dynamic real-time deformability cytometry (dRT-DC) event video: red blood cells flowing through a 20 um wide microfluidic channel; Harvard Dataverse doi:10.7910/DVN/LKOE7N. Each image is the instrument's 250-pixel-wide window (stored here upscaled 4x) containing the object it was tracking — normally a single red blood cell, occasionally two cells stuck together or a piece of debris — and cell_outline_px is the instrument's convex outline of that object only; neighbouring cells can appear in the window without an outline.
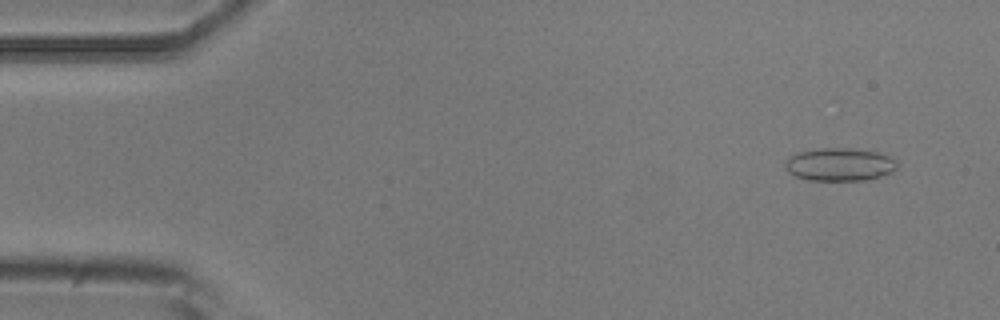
{"species": "common noctule bat (a hibernating species)", "species_latin": "Nyctalus noctula", "temperature_condition": "room temperature", "stored_images_in_passage": 30, "camera_frame_rate_fps": 3000, "um_per_image_px": 0.085, "animal": {"sex": "male", "body_mass_g": 20.5, "forearm_length_mm": 52.5}, "frame": {"image": 1, "passage_image": 4, "time_ms": 1.0, "image_size_px": [1000, 320], "cell_outline_px": [[900, 160], [896, 168], [892, 172], [880, 176], [864, 180], [808, 180], [796, 176], [788, 172], [784, 168], [784, 164], [792, 156], [800, 152], [824, 148], [848, 148], [876, 152]], "centroid_in_image_um": [71.4, 13.99], "position_along_channel_um": 13.6, "area_um2": 21.33}}
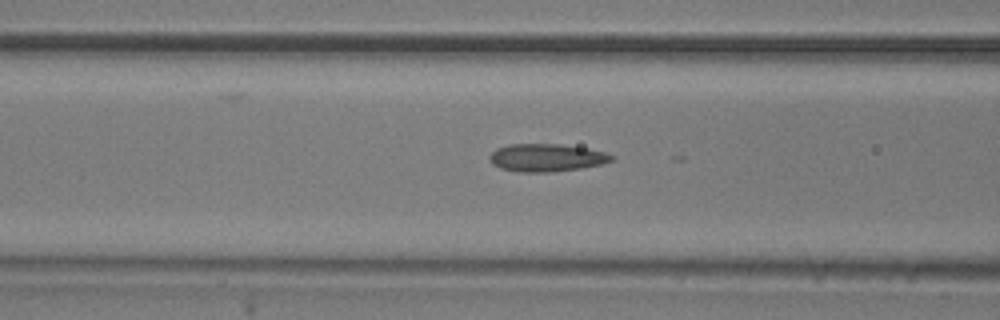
{"frame": {"image": 2, "passage_image": 21, "time_ms": 6.667, "image_size_px": [1000, 320], "cell_outline_px": [[616, 156], [612, 160], [604, 164], [584, 168], [552, 172], [520, 172], [500, 168], [492, 164], [488, 156], [496, 148], [508, 144], [560, 144], [584, 148], [604, 152]], "centroid_in_image_um": [46.45, 13.41], "position_along_channel_um": 120.1, "area_um2": 19.88}}
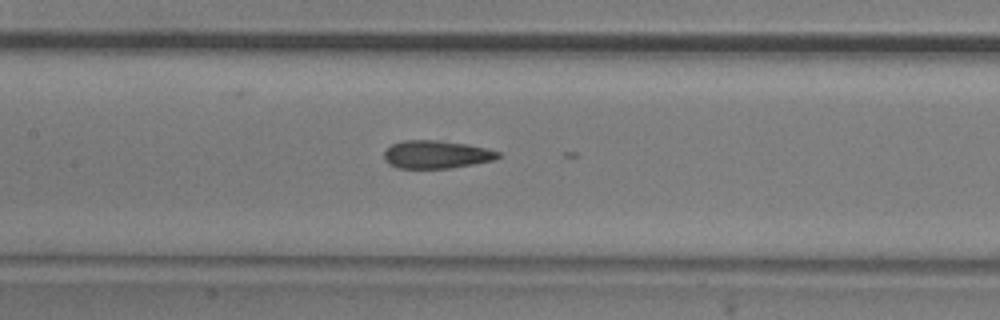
{"frame": {"image": 3, "passage_image": 25, "time_ms": 8.0, "image_size_px": [1000, 320], "cell_outline_px": [[500, 156], [492, 160], [452, 168], [400, 168], [388, 164], [384, 160], [384, 152], [392, 144], [404, 140], [440, 140], [468, 144], [488, 148], [500, 152]], "centroid_in_image_um": [37.08, 13.12], "position_along_channel_um": 170.3, "area_um2": 18.61}}